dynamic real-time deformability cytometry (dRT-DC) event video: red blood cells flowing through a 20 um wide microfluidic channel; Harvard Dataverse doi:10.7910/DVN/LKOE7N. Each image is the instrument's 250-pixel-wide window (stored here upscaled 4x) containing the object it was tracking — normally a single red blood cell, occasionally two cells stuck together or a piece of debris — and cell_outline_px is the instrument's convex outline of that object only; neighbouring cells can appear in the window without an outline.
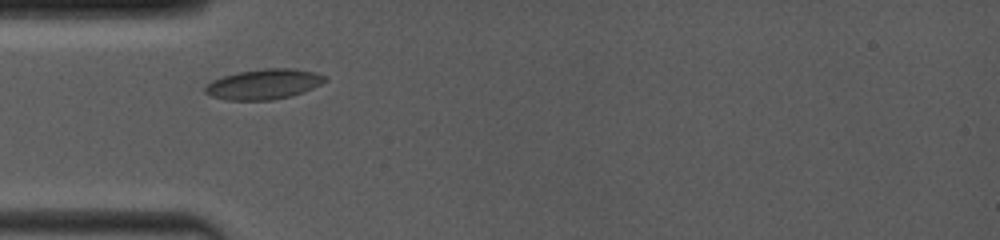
{"species": "common noctule bat (a hibernating species)", "species_latin": "Nyctalus noctula", "temperature_condition": "room temperature", "stored_images_in_passage": 7, "camera_frame_rate_fps": 4000, "um_per_image_px": 0.085, "animal": {"sex": "female", "body_mass_g": 19.0, "forearm_length_mm": 53.3}, "frame": {"image": 1, "passage_image": 2, "time_ms": 1.0, "image_size_px": [1000, 240], "cell_outline_px": [[328, 80], [304, 92], [292, 96], [272, 100], [224, 100], [212, 96], [204, 92], [204, 88], [212, 80], [224, 76], [240, 72], [264, 68], [292, 68], [312, 72], [324, 76]], "centroid_in_image_um": [22.41, 7.16], "position_along_channel_um": 62.6, "area_um2": 20.98}}
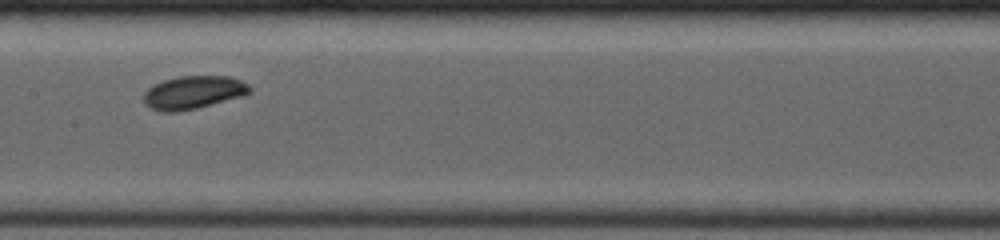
{"frame": {"image": 2, "passage_image": 5, "time_ms": 4.25, "image_size_px": [1000, 240], "cell_outline_px": [[252, 92], [244, 96], [196, 108], [176, 112], [160, 112], [144, 104], [144, 92], [148, 88], [164, 80], [180, 76], [228, 76], [240, 80], [248, 84], [252, 88]], "centroid_in_image_um": [16.46, 7.86], "position_along_channel_um": 190.9, "area_um2": 20.46}}
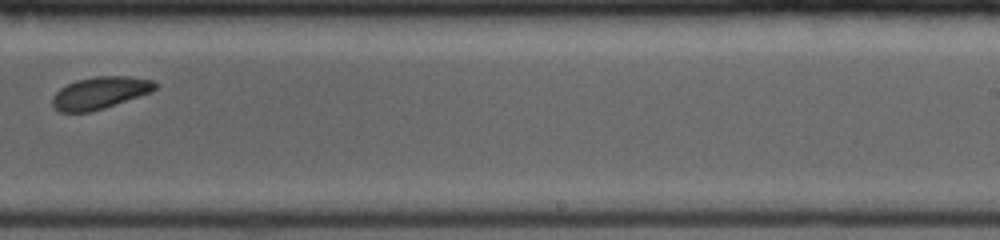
{"frame": {"image": 3, "passage_image": 7, "time_ms": 6.5, "image_size_px": [1000, 240], "cell_outline_px": [[160, 84], [152, 92], [104, 108], [88, 112], [60, 112], [52, 104], [52, 96], [60, 88], [76, 80], [96, 76], [128, 76], [156, 80]], "centroid_in_image_um": [8.55, 7.88], "position_along_channel_um": 280.5, "area_um2": 19.36}}